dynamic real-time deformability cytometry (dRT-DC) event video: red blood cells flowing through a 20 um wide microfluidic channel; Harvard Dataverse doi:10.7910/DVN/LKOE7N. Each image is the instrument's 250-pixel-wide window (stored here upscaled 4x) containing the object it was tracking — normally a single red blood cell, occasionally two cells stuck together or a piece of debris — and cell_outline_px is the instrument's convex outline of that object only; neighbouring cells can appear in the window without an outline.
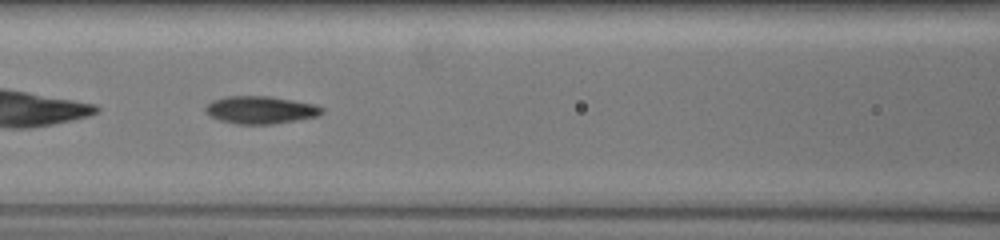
{"species": "common noctule bat (a hibernating species)", "species_latin": "Nyctalus noctula", "temperature_condition": "warm", "stored_images_in_passage": 40, "camera_frame_rate_fps": 3000, "um_per_image_px": 0.085, "animal": {"sex": "female", "body_mass_g": 19.5, "forearm_length_mm": 54.1}, "frame": {"image": 1, "passage_image": 19, "time_ms": 9.333, "image_size_px": [1000, 240], "cell_outline_px": [[324, 112], [316, 116], [272, 124], [236, 124], [220, 120], [204, 112], [204, 108], [212, 100], [228, 96], [268, 96], [316, 104], [324, 108]], "centroid_in_image_um": [22.13, 9.34], "position_along_channel_um": 144.5, "area_um2": 18.61}}
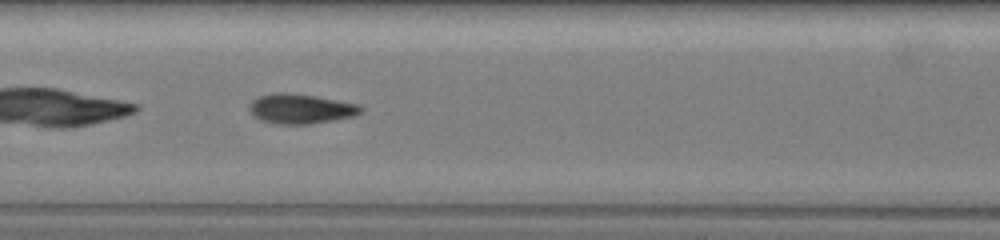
{"frame": {"image": 2, "passage_image": 21, "time_ms": 10.333, "image_size_px": [1000, 240], "cell_outline_px": [[364, 112], [352, 116], [336, 120], [312, 124], [276, 124], [260, 120], [252, 116], [248, 108], [248, 104], [252, 100], [260, 96], [276, 92], [284, 92], [316, 96], [356, 104], [364, 108]], "centroid_in_image_um": [25.53, 9.26], "position_along_channel_um": 181.9, "area_um2": 19.54}}
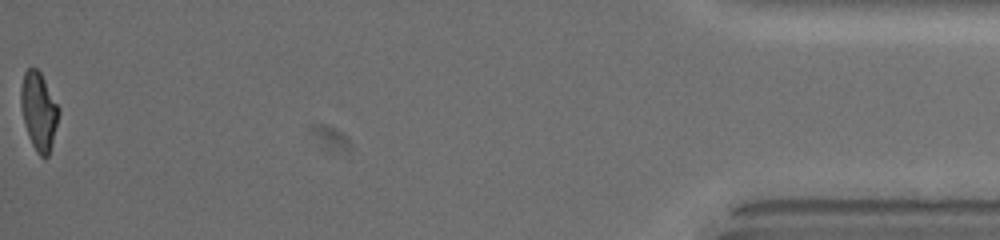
{"frame": {"image": 3, "passage_image": 40, "time_ms": 19.333, "image_size_px": [1000, 240], "cell_outline_px": [[60, 112], [48, 156], [40, 156], [36, 152], [28, 136], [20, 104], [20, 88], [24, 72], [28, 68], [36, 68], [40, 72], [60, 108]], "centroid_in_image_um": [3.29, 9.42], "position_along_channel_um": 431.9, "area_um2": 17.05}, "authors_computed_cell_mechanics": {"area_um2": 18.8428, "velocity_mm_per_s": 3.7337, "shape_relaxation_time_tau1_ms": 4.0767, "shape_relaxation_time_tau2_ms": 2.2227, "deformation_change_tau1": 0.1747, "deformation_change_tau2": 0.0889}}